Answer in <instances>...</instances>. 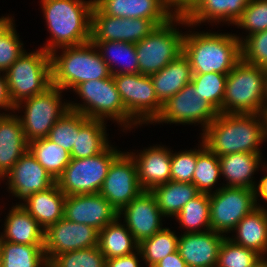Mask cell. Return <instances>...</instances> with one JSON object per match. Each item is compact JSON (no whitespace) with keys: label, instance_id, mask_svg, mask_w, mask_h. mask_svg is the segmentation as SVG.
I'll list each match as a JSON object with an SVG mask.
<instances>
[{"label":"cell","instance_id":"6da1fadb","mask_svg":"<svg viewBox=\"0 0 267 267\" xmlns=\"http://www.w3.org/2000/svg\"><path fill=\"white\" fill-rule=\"evenodd\" d=\"M259 117L263 115L219 113L202 133V139L218 157L238 152L260 154L258 145L265 140V130L264 119Z\"/></svg>","mask_w":267,"mask_h":267},{"label":"cell","instance_id":"7a4b0ae2","mask_svg":"<svg viewBox=\"0 0 267 267\" xmlns=\"http://www.w3.org/2000/svg\"><path fill=\"white\" fill-rule=\"evenodd\" d=\"M52 39L43 49L81 45L91 41V11L94 0H41Z\"/></svg>","mask_w":267,"mask_h":267},{"label":"cell","instance_id":"3957f363","mask_svg":"<svg viewBox=\"0 0 267 267\" xmlns=\"http://www.w3.org/2000/svg\"><path fill=\"white\" fill-rule=\"evenodd\" d=\"M239 37L230 34L197 33L183 37V54L192 73L228 74L241 60Z\"/></svg>","mask_w":267,"mask_h":267},{"label":"cell","instance_id":"277c9868","mask_svg":"<svg viewBox=\"0 0 267 267\" xmlns=\"http://www.w3.org/2000/svg\"><path fill=\"white\" fill-rule=\"evenodd\" d=\"M60 57L50 53L51 84L61 90L75 89L79 84L111 76L107 63L99 52L92 50L95 45L89 41L81 45L63 47Z\"/></svg>","mask_w":267,"mask_h":267},{"label":"cell","instance_id":"5b68a950","mask_svg":"<svg viewBox=\"0 0 267 267\" xmlns=\"http://www.w3.org/2000/svg\"><path fill=\"white\" fill-rule=\"evenodd\" d=\"M265 84L264 68L240 60L227 74L222 113L262 114Z\"/></svg>","mask_w":267,"mask_h":267},{"label":"cell","instance_id":"8992f818","mask_svg":"<svg viewBox=\"0 0 267 267\" xmlns=\"http://www.w3.org/2000/svg\"><path fill=\"white\" fill-rule=\"evenodd\" d=\"M5 72L9 96L16 110L22 100L42 94L52 86L50 53L43 48L34 53L24 52Z\"/></svg>","mask_w":267,"mask_h":267},{"label":"cell","instance_id":"52a82bcc","mask_svg":"<svg viewBox=\"0 0 267 267\" xmlns=\"http://www.w3.org/2000/svg\"><path fill=\"white\" fill-rule=\"evenodd\" d=\"M74 91L84 100L85 106L69 103L70 110L79 112L91 119L104 121L107 117L113 118L120 124H124L125 128H128V126L131 128L132 124H138L127 113L113 75L105 79L85 81L79 84Z\"/></svg>","mask_w":267,"mask_h":267},{"label":"cell","instance_id":"ba28073f","mask_svg":"<svg viewBox=\"0 0 267 267\" xmlns=\"http://www.w3.org/2000/svg\"><path fill=\"white\" fill-rule=\"evenodd\" d=\"M110 145L100 154L71 159L57 178L59 189L66 195L99 193L112 162L121 154Z\"/></svg>","mask_w":267,"mask_h":267},{"label":"cell","instance_id":"9c48e42d","mask_svg":"<svg viewBox=\"0 0 267 267\" xmlns=\"http://www.w3.org/2000/svg\"><path fill=\"white\" fill-rule=\"evenodd\" d=\"M174 20L176 17L164 25L157 26L135 44L140 74H155L183 53L184 35L173 28Z\"/></svg>","mask_w":267,"mask_h":267},{"label":"cell","instance_id":"30bf717a","mask_svg":"<svg viewBox=\"0 0 267 267\" xmlns=\"http://www.w3.org/2000/svg\"><path fill=\"white\" fill-rule=\"evenodd\" d=\"M60 88L51 86L44 93L34 95L24 101L25 114L19 119L27 142L48 136L53 125L69 109V103L62 105Z\"/></svg>","mask_w":267,"mask_h":267},{"label":"cell","instance_id":"8fae6325","mask_svg":"<svg viewBox=\"0 0 267 267\" xmlns=\"http://www.w3.org/2000/svg\"><path fill=\"white\" fill-rule=\"evenodd\" d=\"M113 79L127 113L137 123L153 122L161 112L150 76L143 74H116ZM135 117V118H134Z\"/></svg>","mask_w":267,"mask_h":267},{"label":"cell","instance_id":"7c38bea8","mask_svg":"<svg viewBox=\"0 0 267 267\" xmlns=\"http://www.w3.org/2000/svg\"><path fill=\"white\" fill-rule=\"evenodd\" d=\"M253 189L243 187H220L210 193L211 230L226 233L237 226L239 221L258 205Z\"/></svg>","mask_w":267,"mask_h":267},{"label":"cell","instance_id":"4fadbf2b","mask_svg":"<svg viewBox=\"0 0 267 267\" xmlns=\"http://www.w3.org/2000/svg\"><path fill=\"white\" fill-rule=\"evenodd\" d=\"M219 112L207 101L201 99L192 82L184 86L165 103L154 122L202 123L204 129L218 116Z\"/></svg>","mask_w":267,"mask_h":267},{"label":"cell","instance_id":"5bb4252c","mask_svg":"<svg viewBox=\"0 0 267 267\" xmlns=\"http://www.w3.org/2000/svg\"><path fill=\"white\" fill-rule=\"evenodd\" d=\"M127 153L121 152L112 162L99 192L117 212L144 191L139 183L135 160Z\"/></svg>","mask_w":267,"mask_h":267},{"label":"cell","instance_id":"9a60e30c","mask_svg":"<svg viewBox=\"0 0 267 267\" xmlns=\"http://www.w3.org/2000/svg\"><path fill=\"white\" fill-rule=\"evenodd\" d=\"M157 25L150 19L121 18L103 14L95 5L91 11V41L137 43Z\"/></svg>","mask_w":267,"mask_h":267},{"label":"cell","instance_id":"2e32d148","mask_svg":"<svg viewBox=\"0 0 267 267\" xmlns=\"http://www.w3.org/2000/svg\"><path fill=\"white\" fill-rule=\"evenodd\" d=\"M99 231L92 226L62 218L49 226L44 233V250L47 260L61 253L98 246Z\"/></svg>","mask_w":267,"mask_h":267},{"label":"cell","instance_id":"e0dca14e","mask_svg":"<svg viewBox=\"0 0 267 267\" xmlns=\"http://www.w3.org/2000/svg\"><path fill=\"white\" fill-rule=\"evenodd\" d=\"M64 218L100 231L118 218V212L100 193L70 195L64 201Z\"/></svg>","mask_w":267,"mask_h":267},{"label":"cell","instance_id":"ac0fdd59","mask_svg":"<svg viewBox=\"0 0 267 267\" xmlns=\"http://www.w3.org/2000/svg\"><path fill=\"white\" fill-rule=\"evenodd\" d=\"M121 214H124L126 227L138 243L163 229L160 223L163 215L151 191H143L134 198L118 212V218Z\"/></svg>","mask_w":267,"mask_h":267},{"label":"cell","instance_id":"d6986e66","mask_svg":"<svg viewBox=\"0 0 267 267\" xmlns=\"http://www.w3.org/2000/svg\"><path fill=\"white\" fill-rule=\"evenodd\" d=\"M11 193L20 199L52 187L56 180L28 150L7 173Z\"/></svg>","mask_w":267,"mask_h":267},{"label":"cell","instance_id":"ffe728a7","mask_svg":"<svg viewBox=\"0 0 267 267\" xmlns=\"http://www.w3.org/2000/svg\"><path fill=\"white\" fill-rule=\"evenodd\" d=\"M225 236L213 230L187 233L178 238L177 250L187 267H216Z\"/></svg>","mask_w":267,"mask_h":267},{"label":"cell","instance_id":"44dd1931","mask_svg":"<svg viewBox=\"0 0 267 267\" xmlns=\"http://www.w3.org/2000/svg\"><path fill=\"white\" fill-rule=\"evenodd\" d=\"M94 5L112 17L144 18L161 26L174 18L164 0H94Z\"/></svg>","mask_w":267,"mask_h":267},{"label":"cell","instance_id":"7402d4cb","mask_svg":"<svg viewBox=\"0 0 267 267\" xmlns=\"http://www.w3.org/2000/svg\"><path fill=\"white\" fill-rule=\"evenodd\" d=\"M133 154V155H132ZM130 154L135 160L137 174L144 191H151L156 186L171 180V152L155 146L143 150L140 155Z\"/></svg>","mask_w":267,"mask_h":267},{"label":"cell","instance_id":"603a6c76","mask_svg":"<svg viewBox=\"0 0 267 267\" xmlns=\"http://www.w3.org/2000/svg\"><path fill=\"white\" fill-rule=\"evenodd\" d=\"M26 151L28 142L18 116L0 113V178L6 177Z\"/></svg>","mask_w":267,"mask_h":267},{"label":"cell","instance_id":"cb8c5ba5","mask_svg":"<svg viewBox=\"0 0 267 267\" xmlns=\"http://www.w3.org/2000/svg\"><path fill=\"white\" fill-rule=\"evenodd\" d=\"M66 195L57 183L52 187L29 195L21 205L46 230L64 217V201Z\"/></svg>","mask_w":267,"mask_h":267},{"label":"cell","instance_id":"d4e9b609","mask_svg":"<svg viewBox=\"0 0 267 267\" xmlns=\"http://www.w3.org/2000/svg\"><path fill=\"white\" fill-rule=\"evenodd\" d=\"M251 0H200L193 11L185 17H176V22L189 26L206 20L227 21L235 24Z\"/></svg>","mask_w":267,"mask_h":267},{"label":"cell","instance_id":"484cf974","mask_svg":"<svg viewBox=\"0 0 267 267\" xmlns=\"http://www.w3.org/2000/svg\"><path fill=\"white\" fill-rule=\"evenodd\" d=\"M5 231L0 241L27 245H44L45 230L19 204L10 210L5 222Z\"/></svg>","mask_w":267,"mask_h":267},{"label":"cell","instance_id":"4316f807","mask_svg":"<svg viewBox=\"0 0 267 267\" xmlns=\"http://www.w3.org/2000/svg\"><path fill=\"white\" fill-rule=\"evenodd\" d=\"M192 76L189 60L183 53L159 72L150 75L157 98L161 104L190 83Z\"/></svg>","mask_w":267,"mask_h":267},{"label":"cell","instance_id":"83f0119b","mask_svg":"<svg viewBox=\"0 0 267 267\" xmlns=\"http://www.w3.org/2000/svg\"><path fill=\"white\" fill-rule=\"evenodd\" d=\"M236 238L232 242L245 248L252 249L262 256L267 251V210L257 206L237 226Z\"/></svg>","mask_w":267,"mask_h":267},{"label":"cell","instance_id":"f1b7e54d","mask_svg":"<svg viewBox=\"0 0 267 267\" xmlns=\"http://www.w3.org/2000/svg\"><path fill=\"white\" fill-rule=\"evenodd\" d=\"M261 154L233 153L219 157L221 174L227 179V187H243L253 189L257 186L251 179L259 167ZM251 179V180H250Z\"/></svg>","mask_w":267,"mask_h":267},{"label":"cell","instance_id":"f546056e","mask_svg":"<svg viewBox=\"0 0 267 267\" xmlns=\"http://www.w3.org/2000/svg\"><path fill=\"white\" fill-rule=\"evenodd\" d=\"M163 216H176L200 192L193 183L169 181L151 190Z\"/></svg>","mask_w":267,"mask_h":267},{"label":"cell","instance_id":"4dcf8cb0","mask_svg":"<svg viewBox=\"0 0 267 267\" xmlns=\"http://www.w3.org/2000/svg\"><path fill=\"white\" fill-rule=\"evenodd\" d=\"M103 120L86 118L80 124L75 144L70 153L71 159L91 157L103 152L109 145Z\"/></svg>","mask_w":267,"mask_h":267},{"label":"cell","instance_id":"1f68e13d","mask_svg":"<svg viewBox=\"0 0 267 267\" xmlns=\"http://www.w3.org/2000/svg\"><path fill=\"white\" fill-rule=\"evenodd\" d=\"M118 220L119 218L99 231L98 247L106 260L129 255L139 247L129 229L125 228V224L121 225Z\"/></svg>","mask_w":267,"mask_h":267},{"label":"cell","instance_id":"d6a6232c","mask_svg":"<svg viewBox=\"0 0 267 267\" xmlns=\"http://www.w3.org/2000/svg\"><path fill=\"white\" fill-rule=\"evenodd\" d=\"M1 267H43L47 258L44 245L0 241Z\"/></svg>","mask_w":267,"mask_h":267},{"label":"cell","instance_id":"836d02e7","mask_svg":"<svg viewBox=\"0 0 267 267\" xmlns=\"http://www.w3.org/2000/svg\"><path fill=\"white\" fill-rule=\"evenodd\" d=\"M28 150L55 180L71 160L68 151L47 137L29 142Z\"/></svg>","mask_w":267,"mask_h":267},{"label":"cell","instance_id":"e575fe53","mask_svg":"<svg viewBox=\"0 0 267 267\" xmlns=\"http://www.w3.org/2000/svg\"><path fill=\"white\" fill-rule=\"evenodd\" d=\"M91 42L95 45V48L97 49L100 48L99 51L102 49L100 54L102 56V59L107 63L111 75L139 73V63L136 55L135 43H127L122 41H91ZM104 51L106 54L104 53ZM107 54H110L111 56ZM120 57L121 58L127 57L129 59V62L125 61V63L121 65L123 68L121 70L119 69L118 71H116V69H114V67L111 65L113 64V62H117L118 59H120ZM117 63H119V61ZM124 65L127 66L125 67Z\"/></svg>","mask_w":267,"mask_h":267},{"label":"cell","instance_id":"d590c367","mask_svg":"<svg viewBox=\"0 0 267 267\" xmlns=\"http://www.w3.org/2000/svg\"><path fill=\"white\" fill-rule=\"evenodd\" d=\"M178 238L169 228H163L152 237L142 240L138 244L137 254L145 259L148 267H153L165 256L177 251Z\"/></svg>","mask_w":267,"mask_h":267},{"label":"cell","instance_id":"8d00e7d4","mask_svg":"<svg viewBox=\"0 0 267 267\" xmlns=\"http://www.w3.org/2000/svg\"><path fill=\"white\" fill-rule=\"evenodd\" d=\"M181 226L187 229V233L204 232L211 229L210 224V198L209 194L200 193L183 206L182 210L175 216Z\"/></svg>","mask_w":267,"mask_h":267},{"label":"cell","instance_id":"74e56055","mask_svg":"<svg viewBox=\"0 0 267 267\" xmlns=\"http://www.w3.org/2000/svg\"><path fill=\"white\" fill-rule=\"evenodd\" d=\"M202 149L197 150V162L193 175V184L200 193L210 194L221 175L219 157L214 154L202 140Z\"/></svg>","mask_w":267,"mask_h":267},{"label":"cell","instance_id":"f35d334b","mask_svg":"<svg viewBox=\"0 0 267 267\" xmlns=\"http://www.w3.org/2000/svg\"><path fill=\"white\" fill-rule=\"evenodd\" d=\"M226 78V74L209 72L193 73L191 80L201 99L210 103L219 113H222Z\"/></svg>","mask_w":267,"mask_h":267},{"label":"cell","instance_id":"ab89813d","mask_svg":"<svg viewBox=\"0 0 267 267\" xmlns=\"http://www.w3.org/2000/svg\"><path fill=\"white\" fill-rule=\"evenodd\" d=\"M86 118L79 112L68 110L53 125L47 138L71 153L75 144L76 134H79L80 124Z\"/></svg>","mask_w":267,"mask_h":267},{"label":"cell","instance_id":"60d3db41","mask_svg":"<svg viewBox=\"0 0 267 267\" xmlns=\"http://www.w3.org/2000/svg\"><path fill=\"white\" fill-rule=\"evenodd\" d=\"M263 259L256 251L237 245L225 237L219 248L216 267H255Z\"/></svg>","mask_w":267,"mask_h":267},{"label":"cell","instance_id":"b9f144b4","mask_svg":"<svg viewBox=\"0 0 267 267\" xmlns=\"http://www.w3.org/2000/svg\"><path fill=\"white\" fill-rule=\"evenodd\" d=\"M58 267H106L98 246L61 253L52 260Z\"/></svg>","mask_w":267,"mask_h":267},{"label":"cell","instance_id":"7bdbcfd3","mask_svg":"<svg viewBox=\"0 0 267 267\" xmlns=\"http://www.w3.org/2000/svg\"><path fill=\"white\" fill-rule=\"evenodd\" d=\"M241 60L267 68V30L247 35L240 40Z\"/></svg>","mask_w":267,"mask_h":267},{"label":"cell","instance_id":"ee69618b","mask_svg":"<svg viewBox=\"0 0 267 267\" xmlns=\"http://www.w3.org/2000/svg\"><path fill=\"white\" fill-rule=\"evenodd\" d=\"M235 25L248 30L249 35L267 30V0H251Z\"/></svg>","mask_w":267,"mask_h":267},{"label":"cell","instance_id":"f6af8a7d","mask_svg":"<svg viewBox=\"0 0 267 267\" xmlns=\"http://www.w3.org/2000/svg\"><path fill=\"white\" fill-rule=\"evenodd\" d=\"M196 149L171 154V181L193 183V175L196 168Z\"/></svg>","mask_w":267,"mask_h":267},{"label":"cell","instance_id":"bcb514c9","mask_svg":"<svg viewBox=\"0 0 267 267\" xmlns=\"http://www.w3.org/2000/svg\"><path fill=\"white\" fill-rule=\"evenodd\" d=\"M14 25L0 39V71H6L23 53Z\"/></svg>","mask_w":267,"mask_h":267},{"label":"cell","instance_id":"7dc6e473","mask_svg":"<svg viewBox=\"0 0 267 267\" xmlns=\"http://www.w3.org/2000/svg\"><path fill=\"white\" fill-rule=\"evenodd\" d=\"M167 10L170 11L171 7H175L173 12L174 17H187L193 9L197 6L200 0H164Z\"/></svg>","mask_w":267,"mask_h":267},{"label":"cell","instance_id":"c3c4849f","mask_svg":"<svg viewBox=\"0 0 267 267\" xmlns=\"http://www.w3.org/2000/svg\"><path fill=\"white\" fill-rule=\"evenodd\" d=\"M138 258L135 253L114 257L106 260V267H139Z\"/></svg>","mask_w":267,"mask_h":267},{"label":"cell","instance_id":"681fc988","mask_svg":"<svg viewBox=\"0 0 267 267\" xmlns=\"http://www.w3.org/2000/svg\"><path fill=\"white\" fill-rule=\"evenodd\" d=\"M153 267H187V265L177 250L176 252L165 256L163 259L158 261Z\"/></svg>","mask_w":267,"mask_h":267},{"label":"cell","instance_id":"f907efd6","mask_svg":"<svg viewBox=\"0 0 267 267\" xmlns=\"http://www.w3.org/2000/svg\"><path fill=\"white\" fill-rule=\"evenodd\" d=\"M0 108H5L7 110H14L15 106L11 102L9 92H8V87H7V81H6V76H0Z\"/></svg>","mask_w":267,"mask_h":267},{"label":"cell","instance_id":"816d5d0a","mask_svg":"<svg viewBox=\"0 0 267 267\" xmlns=\"http://www.w3.org/2000/svg\"><path fill=\"white\" fill-rule=\"evenodd\" d=\"M255 202L257 205V195L260 194V197L267 201V175L264 176L257 187L254 188ZM259 192V193H258Z\"/></svg>","mask_w":267,"mask_h":267},{"label":"cell","instance_id":"f5cc1de1","mask_svg":"<svg viewBox=\"0 0 267 267\" xmlns=\"http://www.w3.org/2000/svg\"><path fill=\"white\" fill-rule=\"evenodd\" d=\"M13 25L12 19L9 16L0 18V39Z\"/></svg>","mask_w":267,"mask_h":267},{"label":"cell","instance_id":"db71d44e","mask_svg":"<svg viewBox=\"0 0 267 267\" xmlns=\"http://www.w3.org/2000/svg\"><path fill=\"white\" fill-rule=\"evenodd\" d=\"M262 115H263V119H264V130H265V138H266L267 137V107L265 108Z\"/></svg>","mask_w":267,"mask_h":267},{"label":"cell","instance_id":"11a10c76","mask_svg":"<svg viewBox=\"0 0 267 267\" xmlns=\"http://www.w3.org/2000/svg\"><path fill=\"white\" fill-rule=\"evenodd\" d=\"M45 267H58L52 260H47Z\"/></svg>","mask_w":267,"mask_h":267},{"label":"cell","instance_id":"9f6ffc18","mask_svg":"<svg viewBox=\"0 0 267 267\" xmlns=\"http://www.w3.org/2000/svg\"><path fill=\"white\" fill-rule=\"evenodd\" d=\"M255 267H267V259L265 261L264 257V259L261 262H259V264H257Z\"/></svg>","mask_w":267,"mask_h":267},{"label":"cell","instance_id":"6f0895ef","mask_svg":"<svg viewBox=\"0 0 267 267\" xmlns=\"http://www.w3.org/2000/svg\"><path fill=\"white\" fill-rule=\"evenodd\" d=\"M265 74H266L265 96H266V102H267V68H265ZM266 107H267V103H266Z\"/></svg>","mask_w":267,"mask_h":267}]
</instances>
